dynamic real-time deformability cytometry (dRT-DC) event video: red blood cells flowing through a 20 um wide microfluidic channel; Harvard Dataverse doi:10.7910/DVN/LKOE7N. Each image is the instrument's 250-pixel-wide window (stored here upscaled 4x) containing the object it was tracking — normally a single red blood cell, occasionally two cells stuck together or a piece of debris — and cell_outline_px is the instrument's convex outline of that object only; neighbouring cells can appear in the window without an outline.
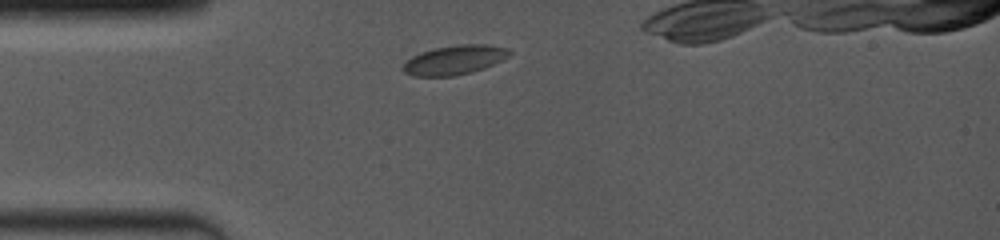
{"species": "common noctule bat (a hibernating species)", "species_latin": "Nyctalus noctula", "temperature_condition": "room temperature", "stored_images_in_passage": 13, "segment_of_instrument_passage": [1, 2], "camera_frame_rate_fps": 4000, "um_per_image_px": 0.085, "animal": {"sex": "female", "body_mass_g": 19.0, "forearm_length_mm": 53.3}, "frame": {"image": 1, "passage_image": 1, "time_ms": 0.0, "image_size_px": [1000, 240], "cell_outline_px": [[512, 52], [508, 56], [484, 68], [472, 72], [452, 76], [412, 76], [404, 72], [404, 64], [412, 56], [420, 52], [432, 48], [460, 44], [488, 44], [508, 48]], "centroid_in_image_um": [38.63, 5.08], "position_along_channel_um": 46.4, "area_um2": 18.09}}
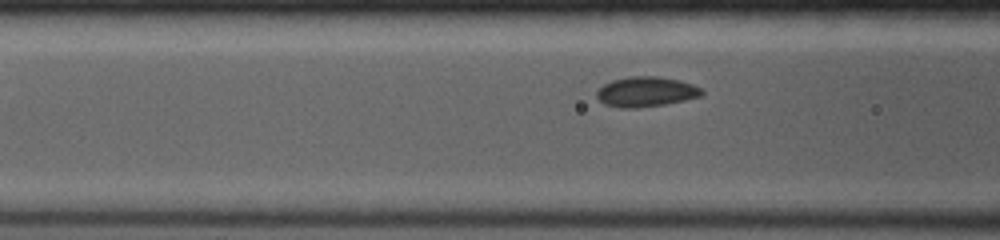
{"frame": {"image": 2, "passage_image": 8, "time_ms": 2.0, "image_size_px": [1000, 240], "cell_outline_px": [[704, 92], [700, 96], [684, 100], [664, 104], [636, 108], [620, 108], [604, 104], [596, 96], [596, 92], [604, 84], [612, 80], [628, 76], [656, 76], [680, 80], [692, 84], [700, 88]], "centroid_in_image_um": [54.89, 7.79], "position_along_channel_um": 111.7, "area_um2": 18.32}}
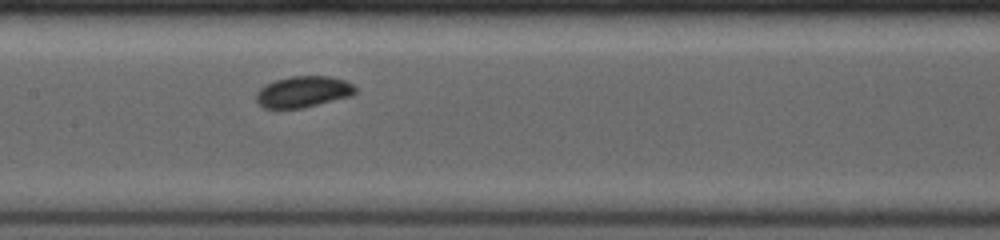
{"frame": {"image": 3, "passage_image": 12, "time_ms": 3.75, "image_size_px": [1000, 240], "cell_outline_px": [[356, 92], [352, 96], [304, 108], [264, 108], [256, 100], [256, 92], [264, 84], [276, 80], [292, 76], [332, 76], [344, 80], [352, 84], [356, 88]], "centroid_in_image_um": [25.78, 7.8], "position_along_channel_um": 181.6, "area_um2": 18.15}}